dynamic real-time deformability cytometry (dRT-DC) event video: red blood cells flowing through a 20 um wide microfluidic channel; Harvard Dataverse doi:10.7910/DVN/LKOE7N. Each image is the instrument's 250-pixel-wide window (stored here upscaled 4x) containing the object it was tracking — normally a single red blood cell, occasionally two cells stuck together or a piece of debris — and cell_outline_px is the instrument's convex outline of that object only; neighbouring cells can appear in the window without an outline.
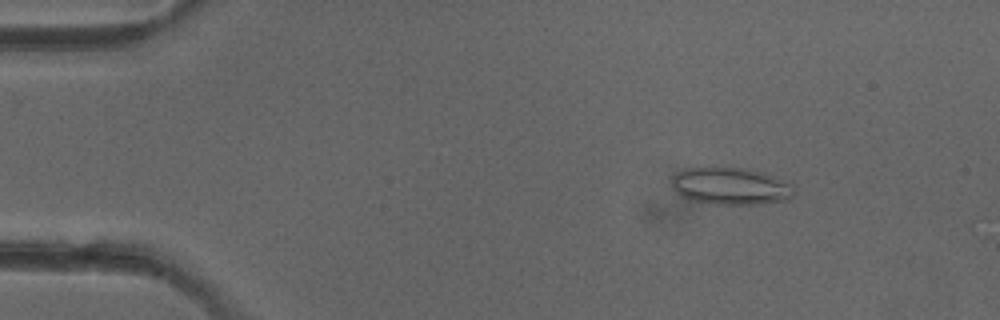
{"species": "common noctule bat (a hibernating species)", "species_latin": "Nyctalus noctula", "temperature_condition": "cold", "stored_images_in_passage": 4, "camera_frame_rate_fps": 3000, "um_per_image_px": 0.085, "animal": {"sex": "female"}, "frame": {"image": 1, "passage_image": 2, "time_ms": 1.333, "image_size_px": [1000, 320], "cell_outline_px": [[796, 192], [788, 200], [760, 204], [716, 204], [692, 200], [676, 192], [672, 184], [672, 176], [676, 172], [688, 168], [708, 164], [712, 164], [744, 168], [764, 172], [792, 184]], "centroid_in_image_um": [62.1, 15.77], "position_along_channel_um": 22.9, "area_um2": 27.28}}